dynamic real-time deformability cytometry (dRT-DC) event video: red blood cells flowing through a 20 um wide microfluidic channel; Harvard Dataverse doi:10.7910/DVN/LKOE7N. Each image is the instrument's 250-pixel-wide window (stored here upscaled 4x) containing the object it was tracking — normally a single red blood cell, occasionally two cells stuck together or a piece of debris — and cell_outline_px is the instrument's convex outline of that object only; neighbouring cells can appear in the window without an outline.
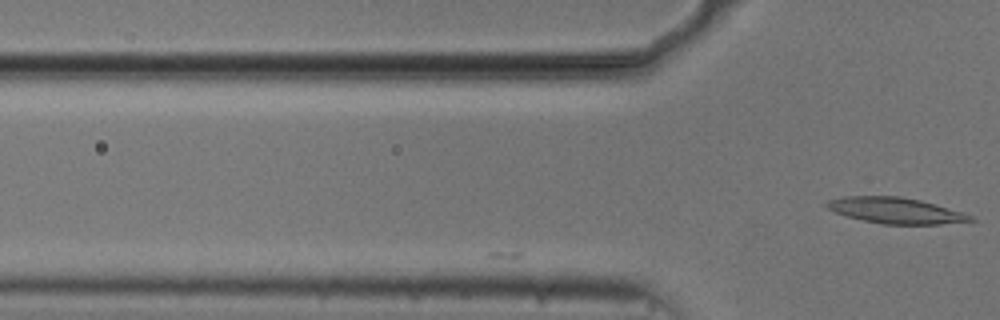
{"species": "common noctule bat (a hibernating species)", "species_latin": "Nyctalus noctula", "temperature_condition": "cold", "stored_images_in_passage": 3, "camera_frame_rate_fps": 3000, "um_per_image_px": 0.085, "animal": {"sex": "male", "body_mass_g": 20.5, "forearm_length_mm": 52.5}, "frame": {"image": 1, "passage_image": 3, "time_ms": 0.667, "image_size_px": [1000, 320], "cell_outline_px": [[976, 220], [940, 224], [880, 224], [848, 216], [836, 212], [828, 208], [824, 204], [828, 200], [844, 196], [900, 196], [920, 200], [964, 212], [972, 216]], "centroid_in_image_um": [76.14, 17.89], "position_along_channel_um": 49.7, "area_um2": 21.56}}